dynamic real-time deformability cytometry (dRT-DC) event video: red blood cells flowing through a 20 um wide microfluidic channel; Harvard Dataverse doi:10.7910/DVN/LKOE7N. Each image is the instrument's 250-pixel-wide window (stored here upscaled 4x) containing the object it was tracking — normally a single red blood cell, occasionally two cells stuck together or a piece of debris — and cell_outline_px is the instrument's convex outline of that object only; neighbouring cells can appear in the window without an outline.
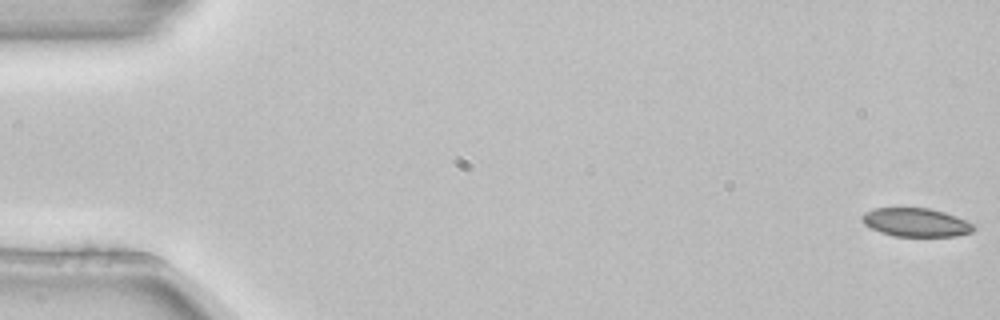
{"species": "common noctule bat (a hibernating species)", "species_latin": "Nyctalus noctula", "temperature_condition": "room temperature", "stored_images_in_passage": 4, "camera_frame_rate_fps": 3000, "um_per_image_px": 0.085, "animal": {"sex": "female", "body_mass_g": 22.7, "forearm_length_mm": 54.2}, "frame": {"image": 1, "passage_image": 1, "time_ms": 0.0, "image_size_px": [1000, 320], "cell_outline_px": [[976, 228], [972, 232], [956, 236], [892, 236], [880, 232], [864, 224], [860, 216], [864, 212], [876, 208], [928, 208], [944, 212], [956, 216], [976, 224]], "centroid_in_image_um": [77.88, 18.9], "position_along_channel_um": 7.1, "area_um2": 18.67}}